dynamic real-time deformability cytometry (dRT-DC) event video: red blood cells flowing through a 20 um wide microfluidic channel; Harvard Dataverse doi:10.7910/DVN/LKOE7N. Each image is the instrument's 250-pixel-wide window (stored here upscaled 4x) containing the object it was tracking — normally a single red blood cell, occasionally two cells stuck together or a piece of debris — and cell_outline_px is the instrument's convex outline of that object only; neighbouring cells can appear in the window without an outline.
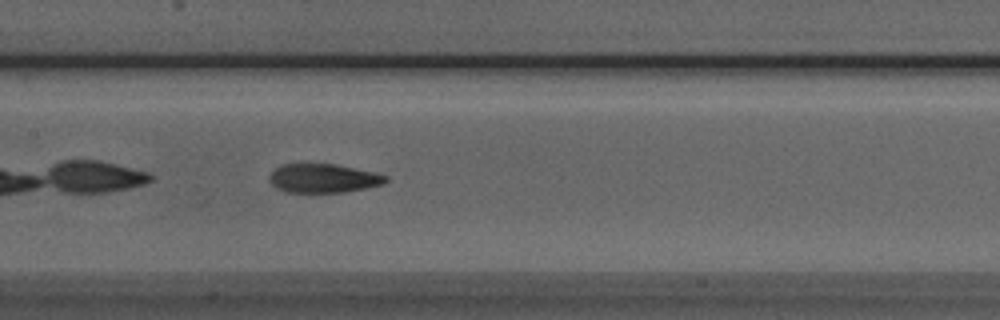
{"species": "Egyptian fruit bat (a non-hibernating species)", "species_latin": "Rousettus aegyptiacus", "temperature_condition": "room temperature", "stored_images_in_passage": 31, "camera_frame_rate_fps": 3000, "um_per_image_px": 0.085, "animal": {"sex": "male"}, "frame": {"image": 1, "passage_image": 10, "time_ms": 3.0, "image_size_px": [1000, 320], "cell_outline_px": [[388, 180], [384, 184], [368, 188], [344, 192], [284, 192], [276, 188], [268, 180], [268, 176], [280, 164], [308, 160], [336, 164], [376, 172], [388, 176]], "centroid_in_image_um": [27.45, 15.1], "position_along_channel_um": 179.9, "area_um2": 20.63}}
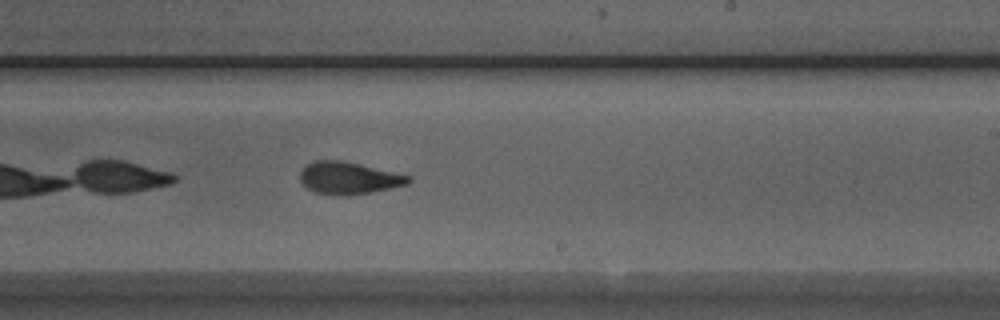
{"frame": {"image": 2, "passage_image": 16, "time_ms": 5.0, "image_size_px": [1000, 320], "cell_outline_px": [[412, 180], [408, 184], [392, 188], [348, 196], [340, 196], [312, 192], [300, 180], [300, 172], [308, 164], [316, 160], [340, 160], [360, 164], [412, 176]], "centroid_in_image_um": [29.66, 15.14], "position_along_channel_um": 259.3, "area_um2": 20.4}}
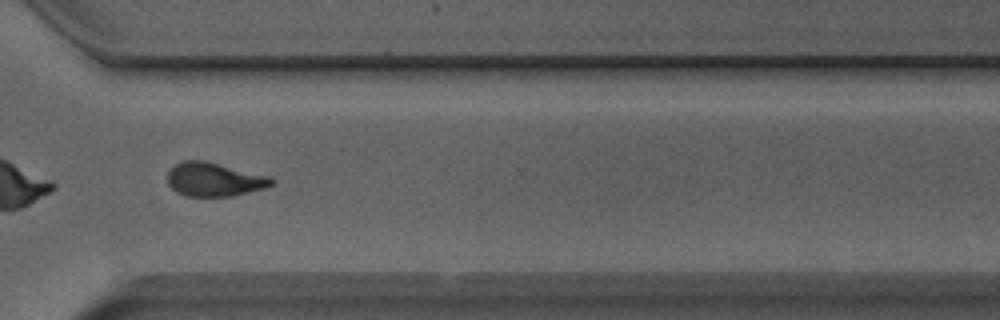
{"frame": {"image": 3, "passage_image": 23, "time_ms": 7.333, "image_size_px": [1000, 320], "cell_outline_px": [[272, 184], [264, 188], [232, 196], [184, 196], [176, 192], [168, 184], [168, 172], [176, 164], [184, 160], [204, 160], [272, 176]], "centroid_in_image_um": [18.2, 15.25], "position_along_channel_um": 352.4, "area_um2": 20.46}, "authors_computed_cell_mechanics": {"area_um2": 20.3456, "velocity_mm_per_s": 3.9814, "shape_relaxation_time_tau1_ms": 5.7945, "shape_relaxation_time_tau2_ms": 2.0519, "deformation_change_tau1": 0.2036, "deformation_change_tau2": 0.0963}}